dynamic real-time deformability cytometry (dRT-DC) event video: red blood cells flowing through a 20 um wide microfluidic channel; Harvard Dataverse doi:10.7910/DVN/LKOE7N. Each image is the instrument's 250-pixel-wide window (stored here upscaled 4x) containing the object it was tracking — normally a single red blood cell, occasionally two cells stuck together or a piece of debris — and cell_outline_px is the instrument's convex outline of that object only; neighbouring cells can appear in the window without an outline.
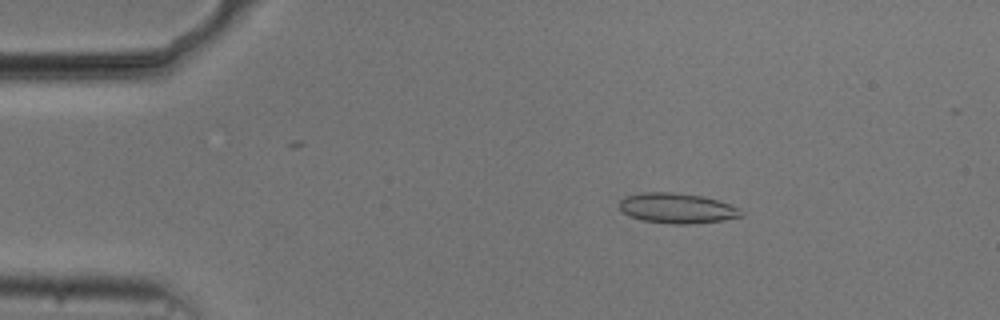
{"species": "common noctule bat (a hibernating species)", "species_latin": "Nyctalus noctula", "temperature_condition": "cold", "stored_images_in_passage": 19, "camera_frame_rate_fps": 3000, "um_per_image_px": 0.085, "animal": {"sex": "male", "body_mass_g": 20.5, "forearm_length_mm": 52.5}, "frame": {"image": 1, "passage_image": 9, "time_ms": 2.667, "image_size_px": [1000, 320], "cell_outline_px": [[744, 216], [724, 220], [692, 224], [672, 224], [644, 220], [628, 216], [620, 208], [620, 200], [624, 196], [644, 192], [672, 192], [704, 196], [740, 208], [744, 212]], "centroid_in_image_um": [57.57, 17.7], "position_along_channel_um": 27.4, "area_um2": 21.5}}
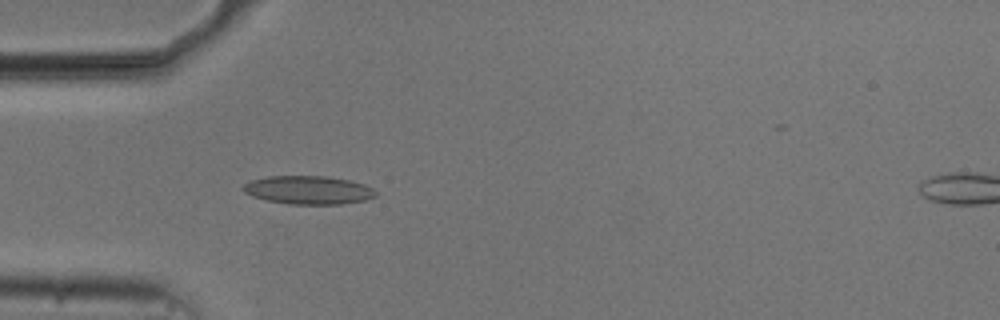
{"frame": {"image": 2, "passage_image": 16, "time_ms": 5.0, "image_size_px": [1000, 320], "cell_outline_px": [[376, 196], [364, 200], [340, 204], [288, 204], [268, 200], [252, 196], [244, 192], [240, 188], [248, 180], [268, 176], [324, 176], [348, 180], [364, 184], [372, 188], [376, 192]], "centroid_in_image_um": [26.16, 16.15], "position_along_channel_um": 58.8, "area_um2": 21.91}}